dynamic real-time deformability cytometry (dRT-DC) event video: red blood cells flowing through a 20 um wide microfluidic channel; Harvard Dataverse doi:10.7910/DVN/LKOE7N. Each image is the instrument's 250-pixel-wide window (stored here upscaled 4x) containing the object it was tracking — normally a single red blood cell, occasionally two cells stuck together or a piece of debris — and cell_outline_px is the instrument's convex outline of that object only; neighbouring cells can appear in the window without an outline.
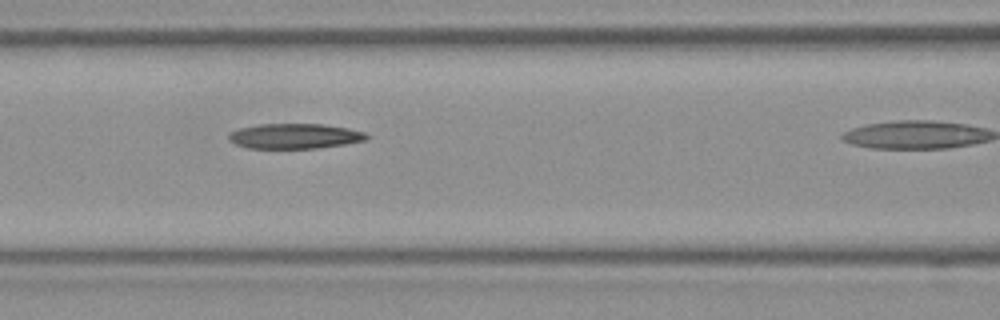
{"species": "Egyptian fruit bat (a non-hibernating species)", "species_latin": "Rousettus aegyptiacus", "temperature_condition": "room temperature", "stored_images_in_passage": 13, "camera_frame_rate_fps": 3000, "um_per_image_px": 0.085, "frame": {"image": 1, "passage_image": 10, "time_ms": 3.0, "image_size_px": [1000, 320], "cell_outline_px": [[372, 136], [368, 140], [344, 144], [316, 148], [248, 148], [236, 144], [228, 140], [228, 132], [240, 128], [260, 124], [324, 124], [348, 128], [364, 132]], "centroid_in_image_um": [25.07, 11.56], "position_along_channel_um": 141.5, "area_um2": 20.29}}